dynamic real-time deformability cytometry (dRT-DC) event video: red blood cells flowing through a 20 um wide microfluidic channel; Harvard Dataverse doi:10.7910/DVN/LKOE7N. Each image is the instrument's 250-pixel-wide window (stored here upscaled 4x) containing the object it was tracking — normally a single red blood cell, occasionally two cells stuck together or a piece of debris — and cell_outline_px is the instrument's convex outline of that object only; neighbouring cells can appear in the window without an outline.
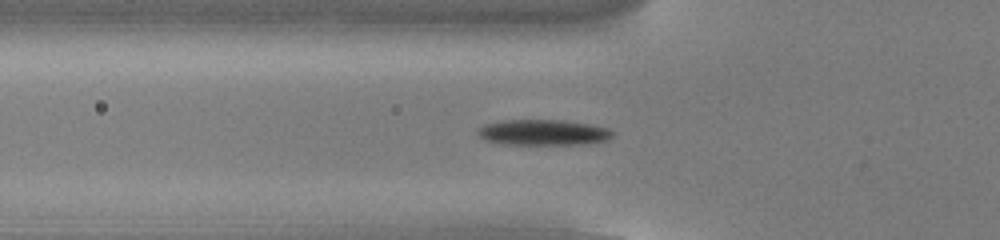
{"species": "common noctule bat (a hibernating species)", "species_latin": "Nyctalus noctula", "temperature_condition": "cold", "stored_images_in_passage": 46, "camera_frame_rate_fps": 3000, "um_per_image_px": 0.085, "animal": {"sex": "male", "body_mass_g": 13.0, "forearm_length_mm": 53.1}, "frame": {"image": 1, "passage_image": 11, "time_ms": 3.333, "image_size_px": [1000, 240], "cell_outline_px": [[612, 136], [608, 140], [588, 144], [504, 144], [484, 140], [476, 132], [476, 128], [484, 124], [500, 120], [564, 120], [588, 124], [608, 128], [612, 132]], "centroid_in_image_um": [46.13, 11.25], "position_along_channel_um": 79.7, "area_um2": 20.29}}
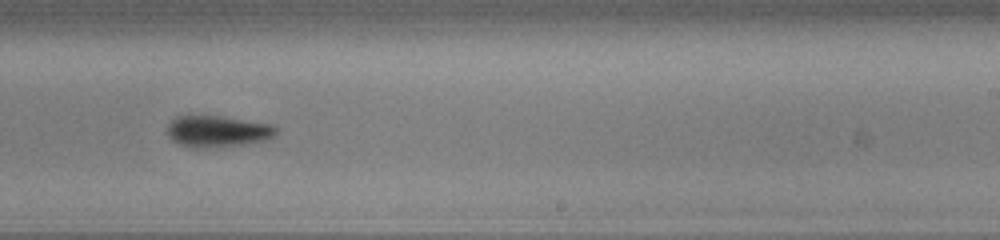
{"frame": {"image": 2, "passage_image": 26, "time_ms": 8.333, "image_size_px": [1000, 240], "cell_outline_px": [[276, 132], [268, 140], [244, 144], [196, 148], [180, 144], [172, 140], [168, 136], [168, 124], [176, 116], [220, 116], [272, 124], [276, 128]], "centroid_in_image_um": [18.49, 11.15], "position_along_channel_um": 270.5, "area_um2": 19.65}}
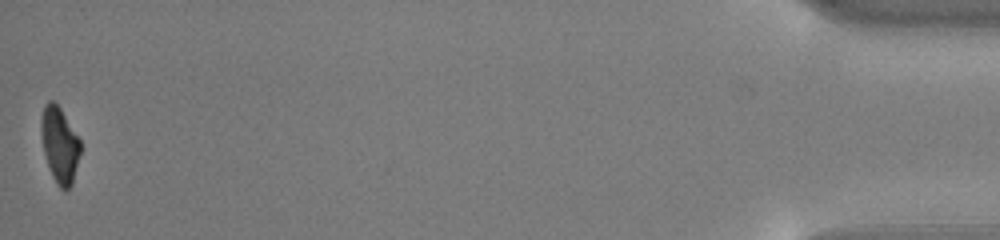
{"frame": {"image": 3, "passage_image": 46, "time_ms": 15.0, "image_size_px": [1000, 240], "cell_outline_px": [[80, 152], [72, 184], [68, 188], [60, 188], [52, 176], [44, 152], [40, 132], [40, 120], [44, 104], [48, 100], [52, 100], [60, 108], [80, 140]], "centroid_in_image_um": [5.04, 12.27], "position_along_channel_um": 430.2, "area_um2": 17.05}, "authors_computed_cell_mechanics": {"area_um2": 19.074, "velocity_mm_per_s": 3.8228, "shape_relaxation_time_tau1_ms": 1.9526, "shape_relaxation_time_tau2_ms": null, "deformation_change_tau1": 0.1306, "deformation_change_tau2": null}}